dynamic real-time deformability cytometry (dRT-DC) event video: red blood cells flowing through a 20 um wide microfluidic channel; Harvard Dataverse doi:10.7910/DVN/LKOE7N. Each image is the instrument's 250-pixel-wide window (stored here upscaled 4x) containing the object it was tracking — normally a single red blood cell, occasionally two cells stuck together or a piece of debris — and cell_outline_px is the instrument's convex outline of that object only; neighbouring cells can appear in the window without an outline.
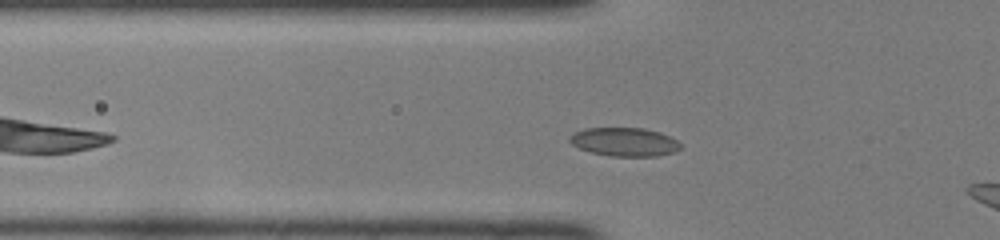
{"species": "common noctule bat (a hibernating species)", "species_latin": "Nyctalus noctula", "temperature_condition": "room temperature", "stored_images_in_passage": 39, "camera_frame_rate_fps": 3000, "um_per_image_px": 0.085, "animal": {"sex": "female", "body_mass_g": 22.0, "forearm_length_mm": 56.7}, "frame": {"image": 1, "passage_image": 6, "time_ms": 1.667, "image_size_px": [1000, 240], "cell_outline_px": [[684, 148], [676, 152], [656, 156], [612, 156], [592, 152], [580, 148], [572, 144], [568, 140], [568, 136], [572, 132], [584, 128], [644, 128], [660, 132], [676, 140]], "centroid_in_image_um": [53.08, 12.05], "position_along_channel_um": 72.7, "area_um2": 18.61}}
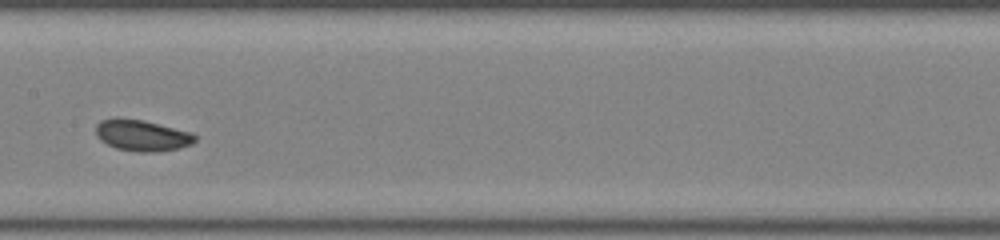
{"frame": {"image": 2, "passage_image": 15, "time_ms": 4.667, "image_size_px": [1000, 240], "cell_outline_px": [[196, 140], [192, 144], [180, 148], [156, 152], [136, 152], [116, 148], [100, 140], [96, 136], [96, 124], [100, 120], [144, 120], [192, 132], [196, 136]], "centroid_in_image_um": [12.12, 11.54], "position_along_channel_um": 195.3, "area_um2": 17.8}}
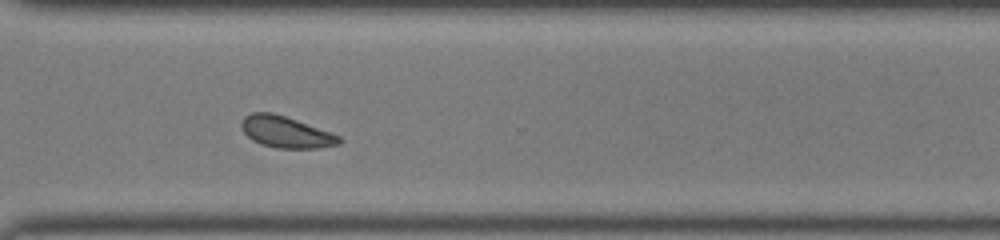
{"frame": {"image": 3, "passage_image": 26, "time_ms": 8.333, "image_size_px": [1000, 240], "cell_outline_px": [[344, 140], [340, 144], [316, 148], [276, 148], [260, 144], [252, 140], [244, 132], [240, 124], [244, 116], [252, 112], [272, 112], [296, 120], [340, 136]], "centroid_in_image_um": [24.28, 11.23], "position_along_channel_um": 346.3, "area_um2": 17.8}, "authors_computed_cell_mechanics": {"area_um2": 17.918, "velocity_mm_per_s": 4.096, "shape_relaxation_time_tau1_ms": 1.2702, "shape_relaxation_time_tau2_ms": 4.2658, "deformation_change_tau1": 0.0406, "deformation_change_tau2": 0.0703}}